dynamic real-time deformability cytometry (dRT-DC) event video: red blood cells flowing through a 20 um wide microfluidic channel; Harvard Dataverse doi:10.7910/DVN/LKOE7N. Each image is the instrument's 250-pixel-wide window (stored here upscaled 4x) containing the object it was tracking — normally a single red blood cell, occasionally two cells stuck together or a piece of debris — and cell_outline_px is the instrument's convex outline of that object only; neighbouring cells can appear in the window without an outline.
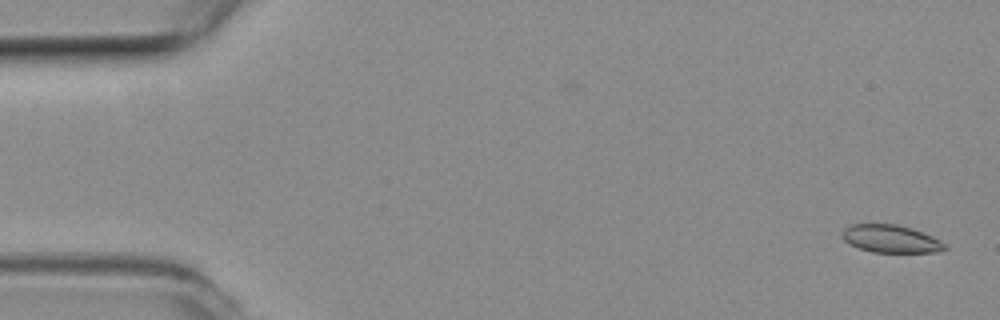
{"species": "common noctule bat (a hibernating species)", "species_latin": "Nyctalus noctula", "temperature_condition": "room temperature", "stored_images_in_passage": 2, "camera_frame_rate_fps": 3000, "um_per_image_px": 0.085, "animal": {"sex": "female", "body_mass_g": 19.3, "forearm_length_mm": 54.1}, "frame": {"image": 1, "passage_image": 2, "time_ms": 0.333, "image_size_px": [1000, 320], "cell_outline_px": [[948, 248], [936, 252], [872, 252], [848, 244], [840, 236], [840, 232], [848, 224], [896, 224], [912, 228], [932, 236], [948, 244]], "centroid_in_image_um": [75.69, 20.29], "position_along_channel_um": 9.3, "area_um2": 16.82}}